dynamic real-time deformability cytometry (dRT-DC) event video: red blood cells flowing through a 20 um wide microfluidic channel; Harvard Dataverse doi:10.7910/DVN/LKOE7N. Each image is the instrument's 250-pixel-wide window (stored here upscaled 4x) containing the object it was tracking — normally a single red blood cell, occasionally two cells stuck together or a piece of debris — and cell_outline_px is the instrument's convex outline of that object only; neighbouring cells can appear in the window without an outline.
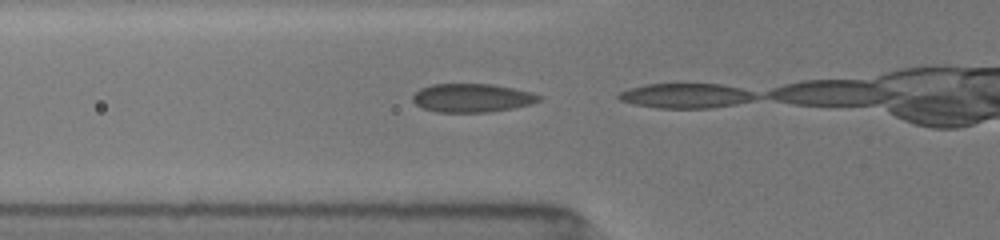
{"species": "common noctule bat (a hibernating species)", "species_latin": "Nyctalus noctula", "temperature_condition": "room temperature", "stored_images_in_passage": 4, "camera_frame_rate_fps": 3000, "um_per_image_px": 0.085, "animal": {"sex": "female", "body_mass_g": 19.5, "forearm_length_mm": 54.1}, "frame": {"image": 1, "passage_image": 3, "time_ms": 0.333, "image_size_px": [1000, 240], "cell_outline_px": [[540, 100], [528, 104], [512, 108], [488, 112], [436, 112], [424, 108], [416, 104], [412, 100], [412, 96], [420, 88], [432, 84], [492, 84], [532, 92], [540, 96]], "centroid_in_image_um": [40.08, 8.32], "position_along_channel_um": 85.7, "area_um2": 20.81}}